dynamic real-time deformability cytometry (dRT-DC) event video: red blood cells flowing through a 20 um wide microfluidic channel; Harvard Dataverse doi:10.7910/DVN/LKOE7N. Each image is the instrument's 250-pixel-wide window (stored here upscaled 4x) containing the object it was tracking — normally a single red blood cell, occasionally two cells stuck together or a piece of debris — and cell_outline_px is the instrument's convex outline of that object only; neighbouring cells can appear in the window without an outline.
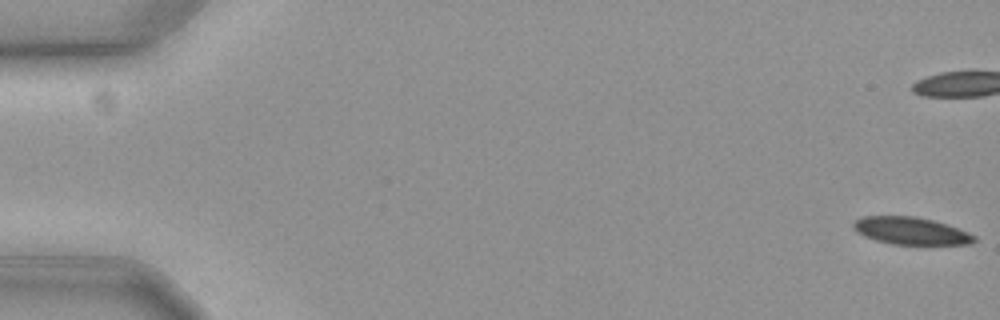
{"species": "common noctule bat (a hibernating species)", "species_latin": "Nyctalus noctula", "temperature_condition": "cold", "stored_images_in_passage": 60, "camera_frame_rate_fps": 3000, "um_per_image_px": 0.085, "animal": {"sex": "female", "body_mass_g": 19.3, "forearm_length_mm": 54.1}, "frame": {"image": 1, "passage_image": 1, "time_ms": 0.0, "image_size_px": [1000, 320], "cell_outline_px": [[976, 240], [968, 244], [892, 244], [876, 240], [864, 236], [856, 232], [852, 224], [856, 220], [864, 216], [916, 216], [948, 224], [976, 236]], "centroid_in_image_um": [77.41, 19.61], "position_along_channel_um": 7.6, "area_um2": 19.13}}
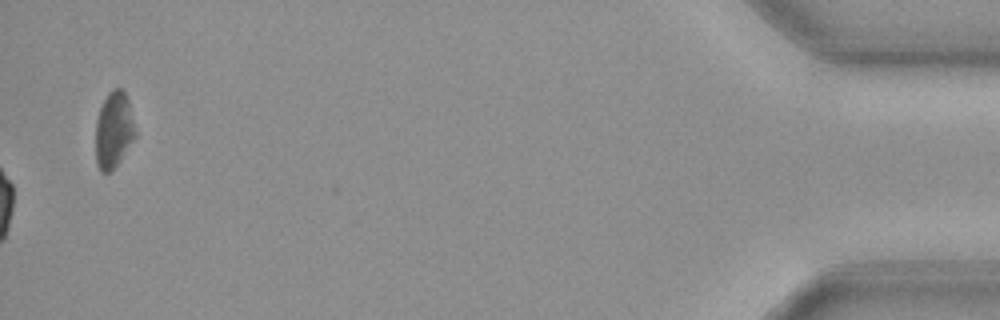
{"frame": {"image": 2, "passage_image": 60, "time_ms": 19.667, "image_size_px": [1000, 320], "cell_outline_px": [[136, 136], [120, 160], [108, 172], [100, 172], [96, 164], [96, 120], [100, 108], [108, 92], [112, 88], [120, 88], [124, 92], [128, 100], [136, 132]], "centroid_in_image_um": [9.66, 11.04], "position_along_channel_um": 425.5, "area_um2": 17.46}, "authors_computed_cell_mechanics": {"area_um2": 21.386, "velocity_mm_per_s": 3.6046, "shape_relaxation_time_tau1_ms": 7.7331, "shape_relaxation_time_tau2_ms": null, "deformation_change_tau1": 0.1265, "deformation_change_tau2": null}}